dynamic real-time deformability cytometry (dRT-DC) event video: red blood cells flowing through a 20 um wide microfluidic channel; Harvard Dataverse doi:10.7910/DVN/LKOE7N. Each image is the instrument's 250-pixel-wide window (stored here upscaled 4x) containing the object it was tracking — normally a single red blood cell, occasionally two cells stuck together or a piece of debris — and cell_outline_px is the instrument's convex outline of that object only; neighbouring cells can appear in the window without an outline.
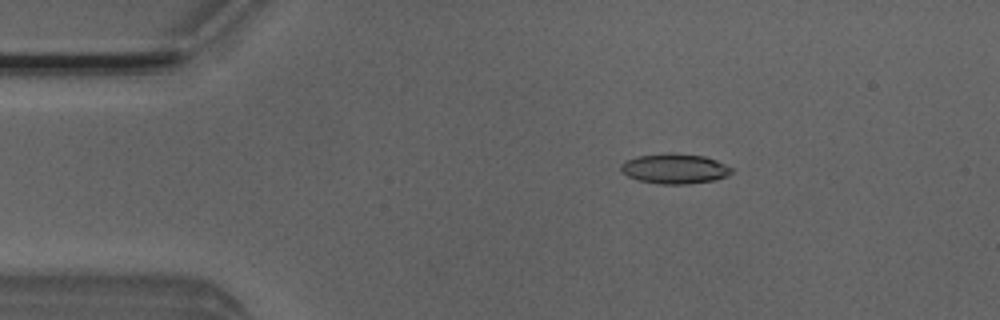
{"species": "Egyptian fruit bat (a non-hibernating species)", "species_latin": "Rousettus aegyptiacus", "temperature_condition": "room temperature", "stored_images_in_passage": 44, "camera_frame_rate_fps": 3000, "um_per_image_px": 0.085, "animal": {"sex": "male"}, "frame": {"image": 1, "passage_image": 2, "time_ms": 0.333, "image_size_px": [1000, 320], "cell_outline_px": [[732, 172], [728, 176], [712, 180], [688, 184], [660, 184], [640, 180], [628, 176], [620, 168], [620, 164], [624, 160], [636, 156], [704, 156], [716, 160], [732, 168]], "centroid_in_image_um": [57.35, 14.39], "position_along_channel_um": 27.6, "area_um2": 18.38}}
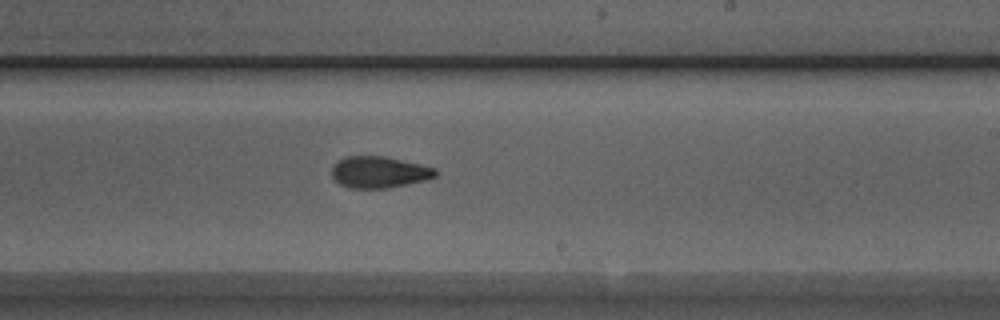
{"frame": {"image": 2, "passage_image": 23, "time_ms": 7.333, "image_size_px": [1000, 320], "cell_outline_px": [[436, 176], [424, 180], [388, 188], [348, 188], [340, 184], [332, 176], [332, 168], [344, 156], [384, 156], [420, 164], [436, 168]], "centroid_in_image_um": [32.22, 14.63], "position_along_channel_um": 256.8, "area_um2": 18.84}}
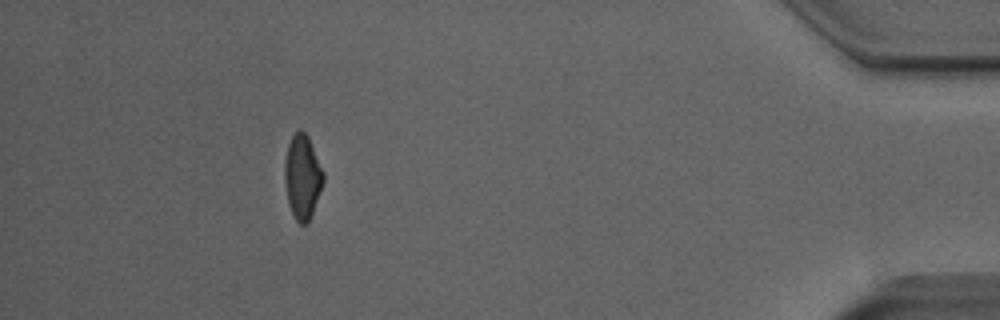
{"frame": {"image": 3, "passage_image": 39, "time_ms": 12.667, "image_size_px": [1000, 320], "cell_outline_px": [[324, 180], [308, 224], [300, 224], [296, 220], [288, 204], [284, 180], [284, 164], [288, 144], [292, 136], [300, 128], [308, 136], [324, 172]], "centroid_in_image_um": [25.7, 15.03], "position_along_channel_um": 409.5, "area_um2": 18.96}, "authors_computed_cell_mechanics": {"area_um2": 19.2474, "velocity_mm_per_s": 4.0387, "shape_relaxation_time_tau1_ms": 4.8444, "shape_relaxation_time_tau2_ms": 2.3151, "deformation_change_tau1": 0.1355, "deformation_change_tau2": 0.0962}}